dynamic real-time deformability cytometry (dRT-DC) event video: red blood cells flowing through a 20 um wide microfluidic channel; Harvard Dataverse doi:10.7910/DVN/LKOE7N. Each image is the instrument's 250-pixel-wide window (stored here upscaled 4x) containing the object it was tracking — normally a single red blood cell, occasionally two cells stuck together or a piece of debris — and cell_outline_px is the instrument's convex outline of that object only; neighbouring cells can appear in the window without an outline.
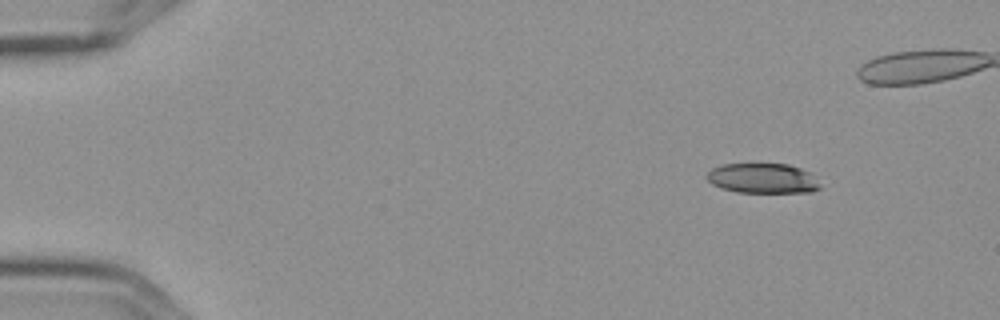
{"species": "Egyptian fruit bat (a non-hibernating species)", "species_latin": "Rousettus aegyptiacus", "temperature_condition": "cold", "stored_images_in_passage": 5, "camera_frame_rate_fps": 3000, "um_per_image_px": 0.085, "frame": {"image": 1, "passage_image": 1, "time_ms": 0.0, "image_size_px": [1000, 320], "cell_outline_px": [[820, 188], [812, 192], [736, 192], [720, 188], [712, 184], [704, 176], [712, 168], [720, 164], [788, 164], [800, 168], [808, 172], [820, 184]], "centroid_in_image_um": [64.78, 15.16], "position_along_channel_um": 20.2, "area_um2": 19.77}}